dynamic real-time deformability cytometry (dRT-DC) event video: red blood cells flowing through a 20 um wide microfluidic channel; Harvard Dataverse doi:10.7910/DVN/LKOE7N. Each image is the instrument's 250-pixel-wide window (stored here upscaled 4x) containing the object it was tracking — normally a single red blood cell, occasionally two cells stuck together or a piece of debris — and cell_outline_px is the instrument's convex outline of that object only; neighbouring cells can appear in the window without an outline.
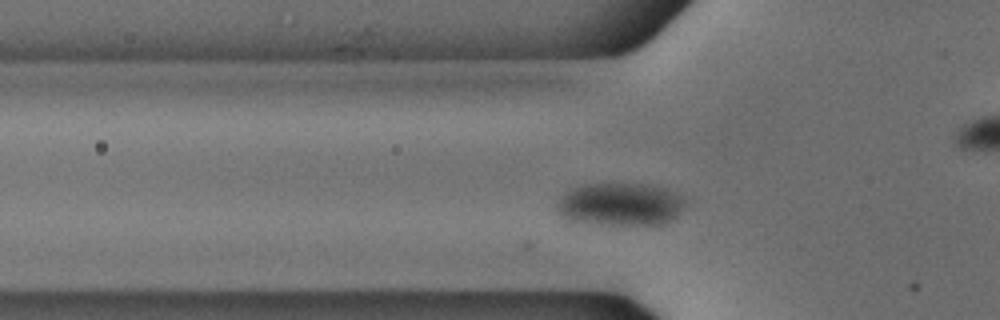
{"species": "common noctule bat (a hibernating species)", "species_latin": "Nyctalus noctula", "temperature_condition": "cold", "stored_images_in_passage": 45, "camera_frame_rate_fps": 3000, "um_per_image_px": 0.085, "animal": {"sex": "male", "body_mass_g": 18.8}, "frame": {"image": 1, "passage_image": 8, "time_ms": 2.333, "image_size_px": [1000, 320], "cell_outline_px": [[688, 204], [672, 220], [660, 224], [600, 224], [568, 220], [560, 216], [556, 212], [556, 204], [560, 196], [564, 192], [572, 188], [584, 184], [648, 184], [664, 188], [676, 192], [688, 200]], "centroid_in_image_um": [52.73, 17.36], "position_along_channel_um": 73.1, "area_um2": 32.43}}
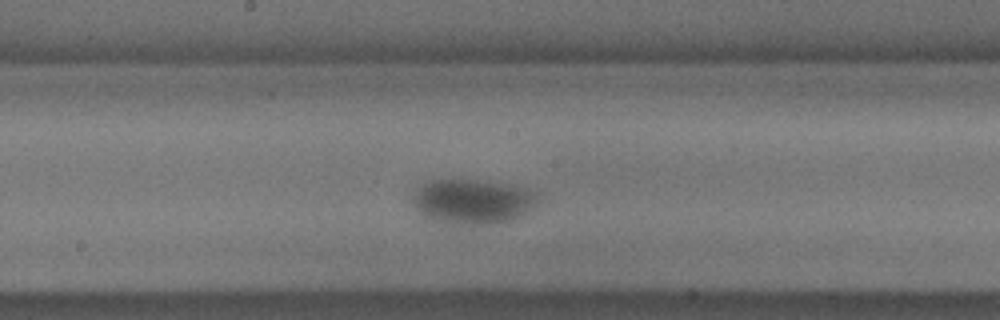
{"frame": {"image": 2, "passage_image": 19, "time_ms": 6.0, "image_size_px": [1000, 320], "cell_outline_px": [[540, 200], [528, 212], [512, 220], [480, 224], [460, 224], [436, 220], [424, 216], [416, 208], [412, 200], [416, 192], [424, 184], [436, 180], [476, 180], [508, 184], [524, 188], [536, 192]], "centroid_in_image_um": [40.23, 17.12], "position_along_channel_um": 208.0, "area_um2": 32.02}}
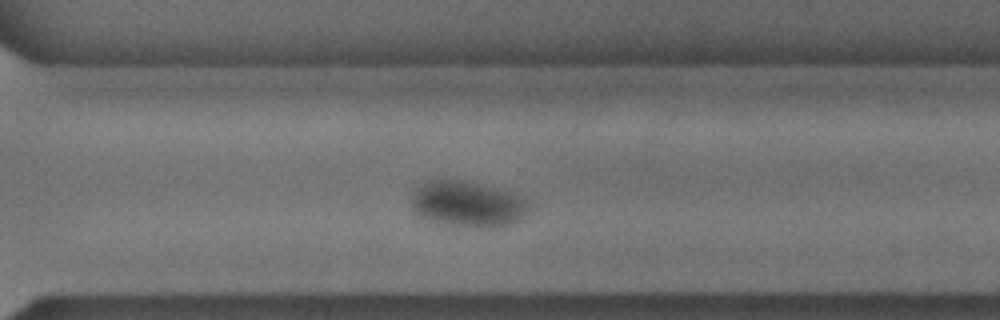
{"frame": {"image": 3, "passage_image": 29, "time_ms": 9.333, "image_size_px": [1000, 320], "cell_outline_px": [[532, 208], [516, 224], [492, 228], [488, 228], [444, 224], [428, 220], [420, 216], [412, 208], [412, 196], [424, 184], [436, 180], [460, 180], [496, 188], [520, 196], [528, 200]], "centroid_in_image_um": [39.84, 17.39], "position_along_channel_um": 330.8, "area_um2": 31.15}}